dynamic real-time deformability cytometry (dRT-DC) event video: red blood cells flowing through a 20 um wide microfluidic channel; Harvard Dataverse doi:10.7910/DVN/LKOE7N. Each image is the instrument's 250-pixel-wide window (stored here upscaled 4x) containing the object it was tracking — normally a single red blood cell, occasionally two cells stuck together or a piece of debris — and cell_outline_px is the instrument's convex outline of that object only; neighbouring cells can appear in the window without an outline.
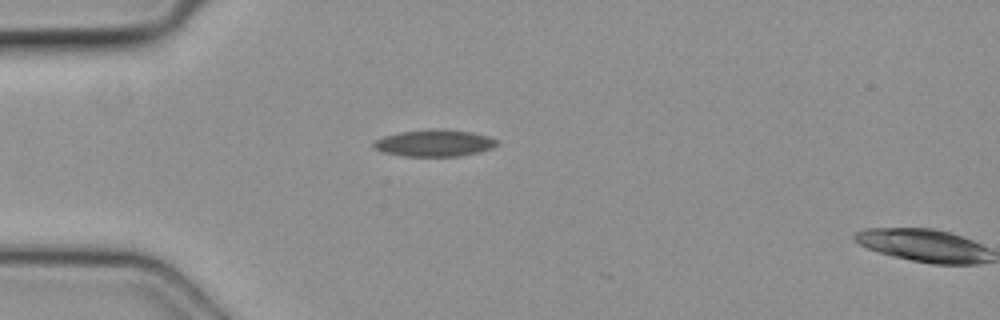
{"species": "common noctule bat (a hibernating species)", "species_latin": "Nyctalus noctula", "temperature_condition": "cold", "stored_images_in_passage": 4, "segment_of_instrument_passage": [1, 2], "camera_frame_rate_fps": 3000, "um_per_image_px": 0.085, "animal": {"sex": "female", "body_mass_g": 19.3, "forearm_length_mm": 54.1}, "frame": {"image": 1, "passage_image": 3, "time_ms": 0.667, "image_size_px": [1000, 320], "cell_outline_px": [[500, 144], [492, 148], [460, 156], [404, 156], [384, 152], [372, 148], [372, 144], [376, 140], [384, 136], [400, 132], [432, 128], [444, 128], [472, 132], [488, 136], [500, 140]], "centroid_in_image_um": [36.95, 12.14], "position_along_channel_um": 48.0, "area_um2": 19.48}}